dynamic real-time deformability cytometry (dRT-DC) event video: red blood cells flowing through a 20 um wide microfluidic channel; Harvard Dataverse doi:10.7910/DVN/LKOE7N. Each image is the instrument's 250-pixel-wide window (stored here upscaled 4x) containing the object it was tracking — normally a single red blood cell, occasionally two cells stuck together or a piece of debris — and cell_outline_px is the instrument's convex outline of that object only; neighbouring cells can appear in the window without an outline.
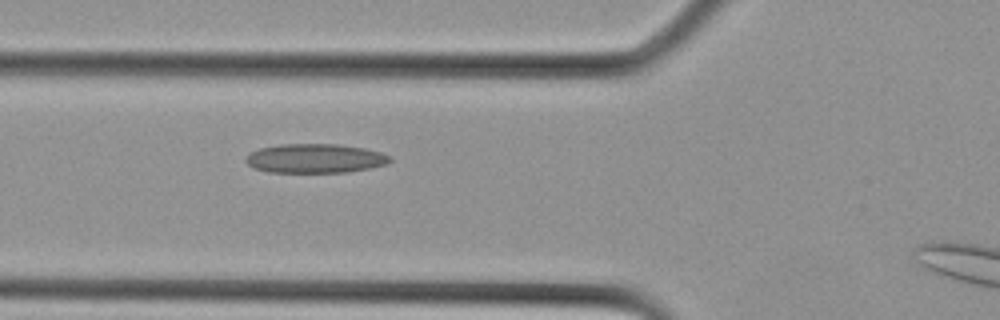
{"species": "Egyptian fruit bat (a non-hibernating species)", "species_latin": "Rousettus aegyptiacus", "temperature_condition": "cold", "stored_images_in_passage": 3, "camera_frame_rate_fps": 3000, "um_per_image_px": 0.085, "animal": {"sex": "female"}, "frame": {"image": 1, "passage_image": 2, "time_ms": 0.333, "image_size_px": [1000, 320], "cell_outline_px": [[392, 160], [388, 164], [348, 172], [268, 172], [252, 168], [244, 160], [252, 152], [260, 148], [280, 144], [340, 144], [364, 148], [380, 152], [392, 156]], "centroid_in_image_um": [26.81, 13.46], "position_along_channel_um": 99.0, "area_um2": 24.57}}